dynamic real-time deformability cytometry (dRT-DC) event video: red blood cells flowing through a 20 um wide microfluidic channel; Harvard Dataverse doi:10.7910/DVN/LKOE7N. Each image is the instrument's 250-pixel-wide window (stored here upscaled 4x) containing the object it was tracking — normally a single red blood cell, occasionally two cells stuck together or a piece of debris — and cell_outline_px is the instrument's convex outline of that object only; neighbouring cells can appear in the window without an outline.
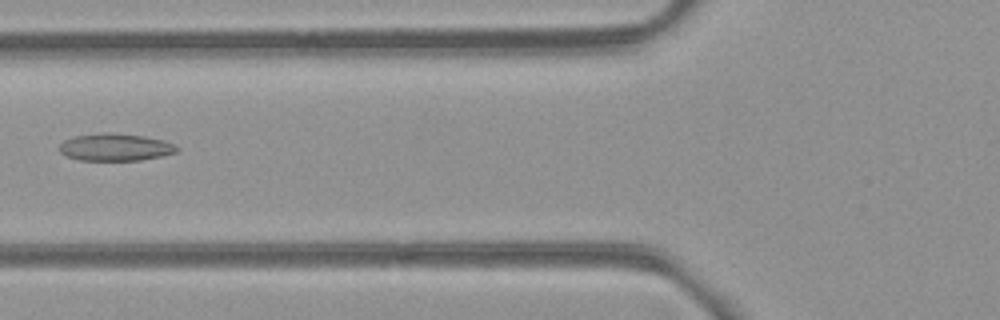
{"species": "common noctule bat (a hibernating species)", "species_latin": "Nyctalus noctula", "temperature_condition": "room temperature", "stored_images_in_passage": 5, "camera_frame_rate_fps": 3000, "um_per_image_px": 0.085, "animal": {"sex": "female", "body_mass_g": 21.9}, "frame": {"image": 1, "passage_image": 4, "time_ms": 4.333, "image_size_px": [1000, 320], "cell_outline_px": [[180, 148], [176, 152], [160, 156], [140, 160], [80, 160], [68, 156], [60, 152], [60, 144], [64, 140], [76, 136], [108, 132], [144, 136], [160, 140], [172, 144]], "centroid_in_image_um": [9.79, 12.51], "position_along_channel_um": 116.0, "area_um2": 18.32}}
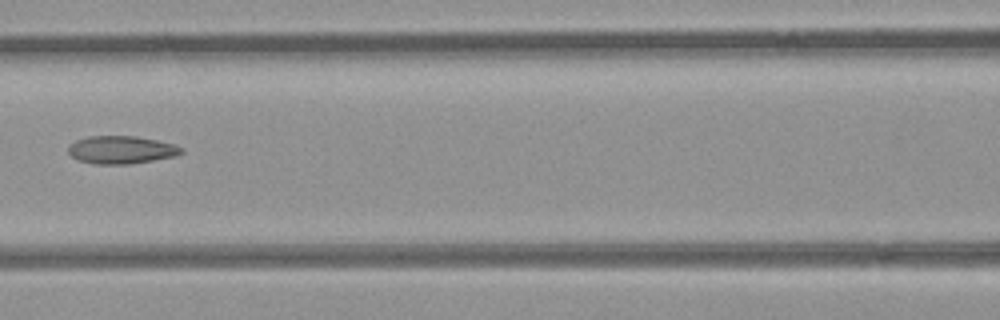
{"frame": {"image": 2, "passage_image": 5, "time_ms": 5.333, "image_size_px": [1000, 320], "cell_outline_px": [[184, 152], [176, 156], [128, 164], [92, 164], [76, 160], [68, 152], [68, 148], [76, 140], [88, 136], [136, 136], [156, 140], [172, 144], [184, 148]], "centroid_in_image_um": [10.3, 12.74], "position_along_channel_um": 156.3, "area_um2": 18.32}}